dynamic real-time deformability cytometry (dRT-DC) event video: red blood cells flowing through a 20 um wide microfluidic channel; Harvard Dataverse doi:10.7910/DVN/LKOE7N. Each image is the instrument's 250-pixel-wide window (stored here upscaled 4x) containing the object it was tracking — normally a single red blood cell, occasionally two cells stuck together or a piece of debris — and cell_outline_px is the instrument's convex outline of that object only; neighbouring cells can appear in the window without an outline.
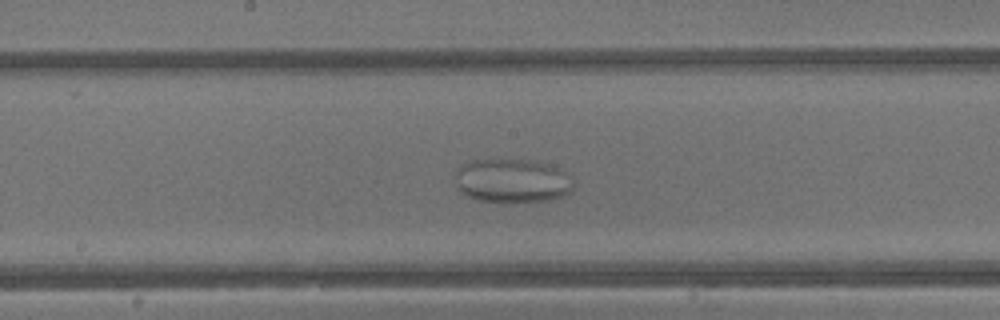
{"species": "common noctule bat (a hibernating species)", "species_latin": "Nyctalus noctula", "temperature_condition": "warm", "stored_images_in_passage": 45, "camera_frame_rate_fps": 3000, "um_per_image_px": 0.085, "animal": {"sex": "male", "body_mass_g": 13.3}, "frame": {"image": 1, "passage_image": 23, "time_ms": 7.333, "image_size_px": [1000, 320], "cell_outline_px": [[572, 188], [564, 196], [548, 200], [480, 200], [468, 196], [460, 192], [456, 184], [456, 172], [460, 164], [472, 160], [528, 160], [548, 164], [556, 168], [572, 184]], "centroid_in_image_um": [43.44, 15.34], "position_along_channel_um": 204.8, "area_um2": 29.07}}
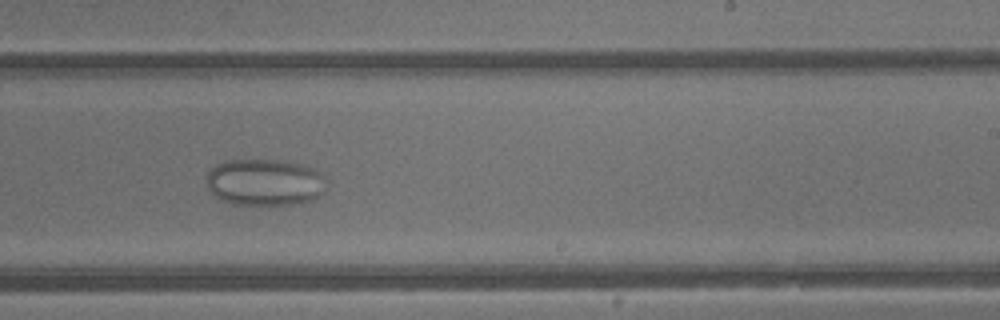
{"frame": {"image": 2, "passage_image": 27, "time_ms": 8.667, "image_size_px": [1000, 320], "cell_outline_px": [[328, 184], [324, 192], [300, 204], [232, 204], [216, 196], [208, 188], [204, 176], [216, 164], [224, 160], [284, 160], [304, 164], [324, 172]], "centroid_in_image_um": [22.54, 15.46], "position_along_channel_um": 266.5, "area_um2": 33.18}}
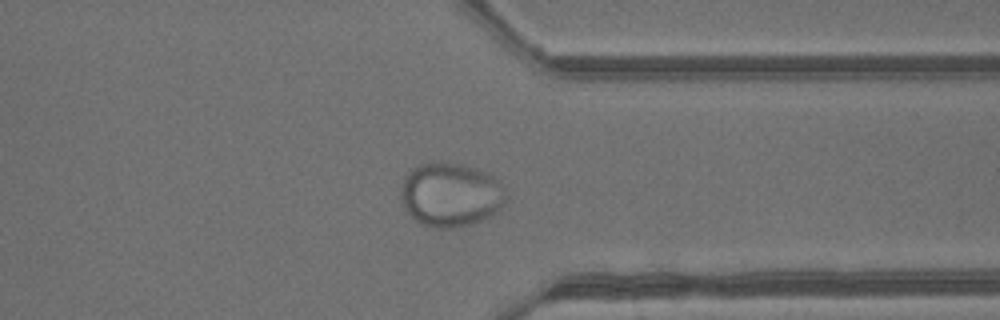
{"frame": {"image": 3, "passage_image": 34, "time_ms": 11.0, "image_size_px": [1000, 320], "cell_outline_px": [[508, 196], [500, 208], [492, 216], [456, 228], [436, 228], [420, 224], [404, 208], [400, 192], [404, 180], [408, 172], [412, 168], [420, 164], [432, 160], [436, 160], [460, 164], [476, 168], [488, 172], [508, 188]], "centroid_in_image_um": [38.34, 16.52], "position_along_channel_um": 373.1, "area_um2": 39.82}}